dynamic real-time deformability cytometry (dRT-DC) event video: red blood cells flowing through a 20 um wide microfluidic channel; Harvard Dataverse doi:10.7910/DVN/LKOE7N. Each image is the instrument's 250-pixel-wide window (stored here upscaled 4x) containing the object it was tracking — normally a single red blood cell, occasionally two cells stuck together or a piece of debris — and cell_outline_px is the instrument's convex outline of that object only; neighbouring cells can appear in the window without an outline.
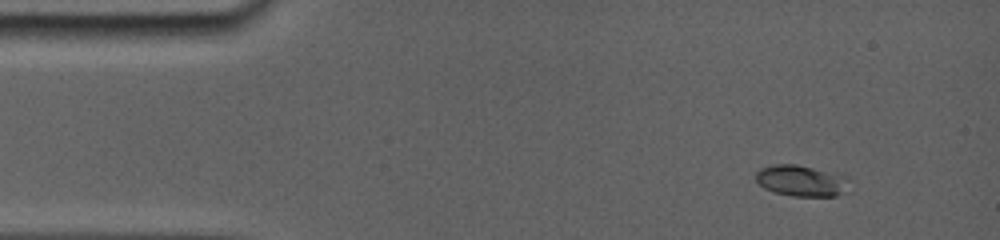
{"species": "common noctule bat (a hibernating species)", "species_latin": "Nyctalus noctula", "temperature_condition": "room temperature", "stored_images_in_passage": 11, "camera_frame_rate_fps": 5000, "um_per_image_px": 0.085, "animal": {"sex": "female", "body_mass_g": 19.0, "forearm_length_mm": 56.7}, "frame": {"image": 1, "passage_image": 2, "time_ms": 1.0, "image_size_px": [1000, 240], "cell_outline_px": [[844, 192], [836, 196], [792, 196], [772, 192], [764, 188], [756, 180], [756, 172], [764, 168], [780, 164], [792, 164], [808, 168], [820, 172], [836, 184]], "centroid_in_image_um": [67.71, 15.42], "position_along_channel_um": 17.3, "area_um2": 14.57}}
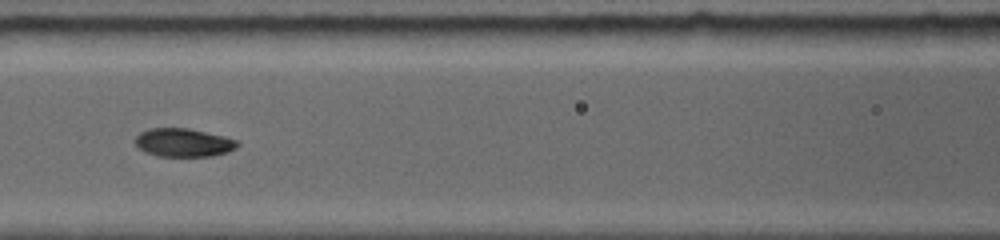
{"frame": {"image": 2, "passage_image": 7, "time_ms": 6.6, "image_size_px": [1000, 240], "cell_outline_px": [[240, 144], [224, 152], [208, 156], [160, 156], [148, 152], [140, 148], [136, 144], [136, 136], [140, 132], [152, 128], [184, 128], [204, 132], [236, 140]], "centroid_in_image_um": [15.54, 12.11], "position_along_channel_um": 151.1, "area_um2": 16.18}}
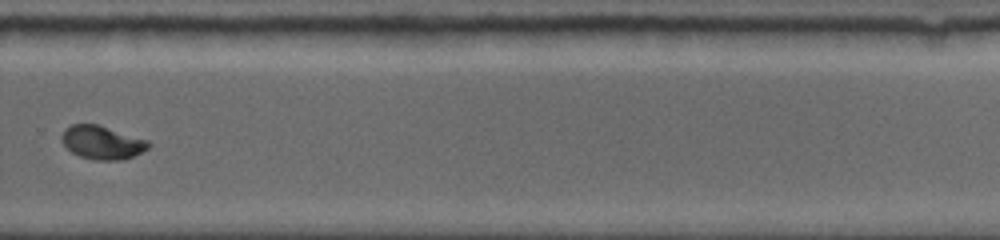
{"frame": {"image": 3, "passage_image": 11, "time_ms": 11.0, "image_size_px": [1000, 240], "cell_outline_px": [[152, 144], [148, 148], [124, 160], [96, 160], [80, 156], [72, 152], [60, 140], [60, 136], [64, 128], [72, 124], [96, 124], [148, 140]], "centroid_in_image_um": [8.65, 12.11], "position_along_channel_um": 321.1, "area_um2": 16.82}}